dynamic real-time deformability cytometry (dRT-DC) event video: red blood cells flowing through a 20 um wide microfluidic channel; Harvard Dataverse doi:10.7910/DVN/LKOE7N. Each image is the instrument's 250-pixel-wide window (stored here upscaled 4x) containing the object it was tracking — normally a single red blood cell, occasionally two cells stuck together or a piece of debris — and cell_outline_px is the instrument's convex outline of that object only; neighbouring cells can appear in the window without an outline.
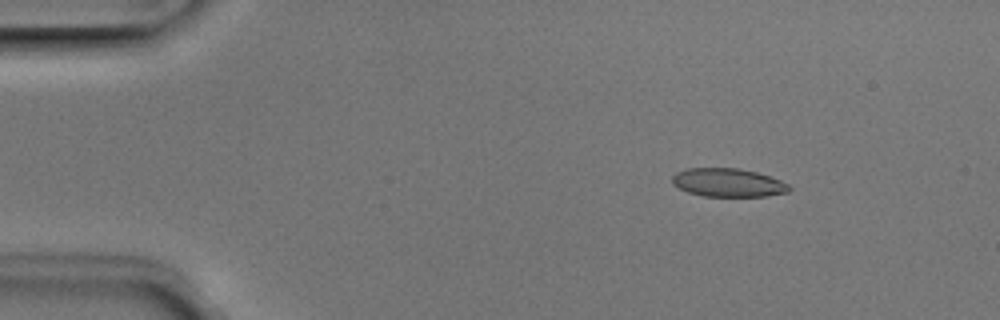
{"species": "Egyptian fruit bat (a non-hibernating species)", "species_latin": "Rousettus aegyptiacus", "temperature_condition": "room temperature", "stored_images_in_passage": 51, "camera_frame_rate_fps": 3000, "um_per_image_px": 0.085, "animal": {"sex": "male"}, "frame": {"image": 1, "passage_image": 7, "time_ms": 2.0, "image_size_px": [1000, 320], "cell_outline_px": [[792, 188], [788, 192], [768, 196], [704, 196], [688, 192], [672, 184], [672, 176], [676, 172], [688, 168], [740, 168], [756, 172], [780, 180], [788, 184]], "centroid_in_image_um": [61.88, 15.52], "position_along_channel_um": 23.1, "area_um2": 19.36}}
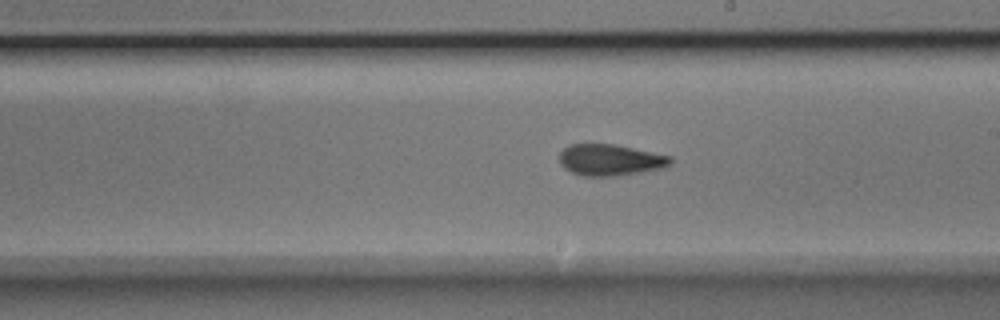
{"frame": {"image": 2, "passage_image": 29, "time_ms": 9.333, "image_size_px": [1000, 320], "cell_outline_px": [[672, 164], [664, 168], [616, 176], [584, 176], [572, 172], [564, 168], [560, 164], [560, 152], [568, 144], [616, 144], [672, 156]], "centroid_in_image_um": [51.89, 13.59], "position_along_channel_um": 237.1, "area_um2": 20.46}}
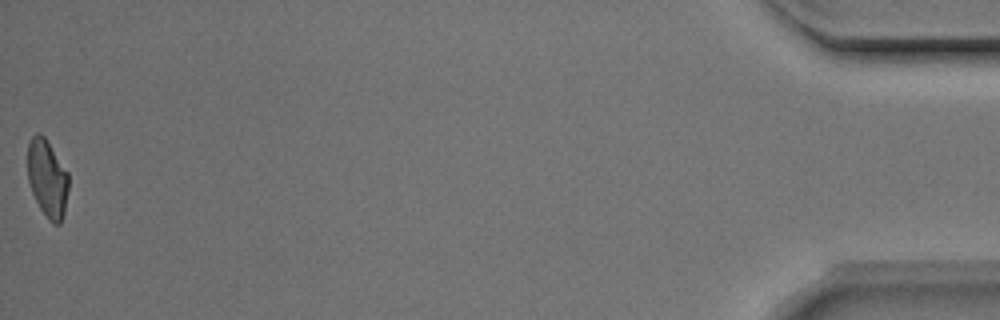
{"frame": {"image": 3, "passage_image": 51, "time_ms": 16.667, "image_size_px": [1000, 320], "cell_outline_px": [[68, 188], [64, 212], [60, 224], [52, 224], [48, 220], [40, 208], [32, 192], [28, 180], [28, 144], [32, 136], [36, 132], [44, 136], [68, 172]], "centroid_in_image_um": [4.02, 15.17], "position_along_channel_um": 431.2, "area_um2": 18.38}, "authors_computed_cell_mechanics": {"area_um2": 19.9988, "velocity_mm_per_s": 3.975, "shape_relaxation_time_tau1_ms": 9.6439, "shape_relaxation_time_tau2_ms": 1.9441, "deformation_change_tau1": 0.2218, "deformation_change_tau2": 0.0861}}